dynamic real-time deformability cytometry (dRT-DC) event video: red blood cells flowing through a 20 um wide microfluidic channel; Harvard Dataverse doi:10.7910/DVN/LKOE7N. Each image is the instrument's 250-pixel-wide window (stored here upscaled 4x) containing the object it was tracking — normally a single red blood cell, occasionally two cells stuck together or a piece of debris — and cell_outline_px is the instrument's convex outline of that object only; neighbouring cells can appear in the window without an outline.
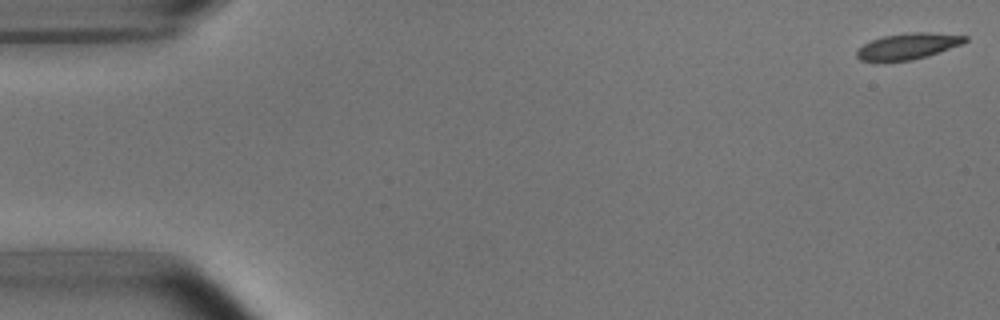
{"species": "common noctule bat (a hibernating species)", "species_latin": "Nyctalus noctula", "temperature_condition": "room temperature", "stored_images_in_passage": 2, "camera_frame_rate_fps": 3000, "um_per_image_px": 0.085, "animal": {"sex": "male", "body_mass_g": 15.6}, "frame": {"image": 1, "passage_image": 1, "time_ms": 0.0, "image_size_px": [1000, 320], "cell_outline_px": [[968, 40], [964, 44], [928, 56], [912, 60], [876, 64], [860, 60], [856, 56], [856, 52], [864, 44], [872, 40], [884, 36], [908, 32], [928, 32], [968, 36]], "centroid_in_image_um": [77.16, 3.97], "position_along_channel_um": 7.8, "area_um2": 17.05}}